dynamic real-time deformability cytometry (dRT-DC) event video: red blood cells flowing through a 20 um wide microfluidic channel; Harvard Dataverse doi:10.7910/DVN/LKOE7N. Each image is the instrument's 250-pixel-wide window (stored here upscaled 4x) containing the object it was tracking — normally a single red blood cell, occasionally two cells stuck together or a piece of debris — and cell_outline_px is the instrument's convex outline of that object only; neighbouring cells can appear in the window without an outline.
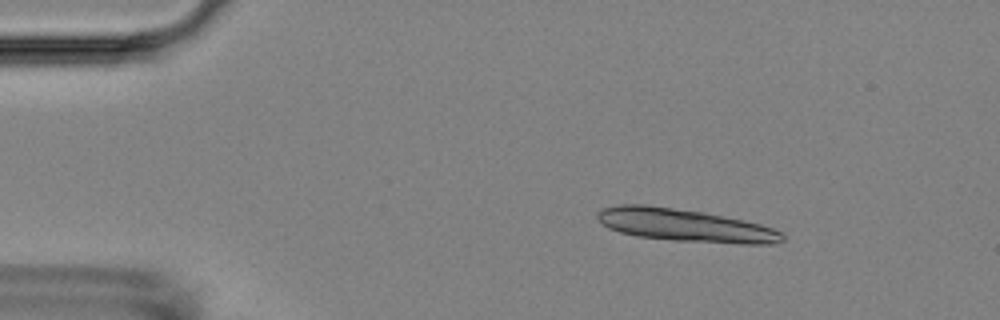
{"species": "Egyptian fruit bat (a non-hibernating species)", "species_latin": "Rousettus aegyptiacus", "temperature_condition": "room temperature", "stored_images_in_passage": 3, "camera_frame_rate_fps": 3000, "um_per_image_px": 0.085, "animal": {"sex": "female"}, "frame": {"image": 1, "passage_image": 1, "time_ms": 0.0, "image_size_px": [1000, 320], "cell_outline_px": [[784, 240], [776, 244], [740, 244], [676, 240], [636, 236], [620, 232], [608, 228], [596, 216], [596, 212], [600, 208], [620, 204], [648, 204], [704, 212], [744, 220], [760, 224], [772, 228], [780, 232], [784, 236]], "centroid_in_image_um": [58.21, 19.14], "position_along_channel_um": 26.8, "area_um2": 35.37}}